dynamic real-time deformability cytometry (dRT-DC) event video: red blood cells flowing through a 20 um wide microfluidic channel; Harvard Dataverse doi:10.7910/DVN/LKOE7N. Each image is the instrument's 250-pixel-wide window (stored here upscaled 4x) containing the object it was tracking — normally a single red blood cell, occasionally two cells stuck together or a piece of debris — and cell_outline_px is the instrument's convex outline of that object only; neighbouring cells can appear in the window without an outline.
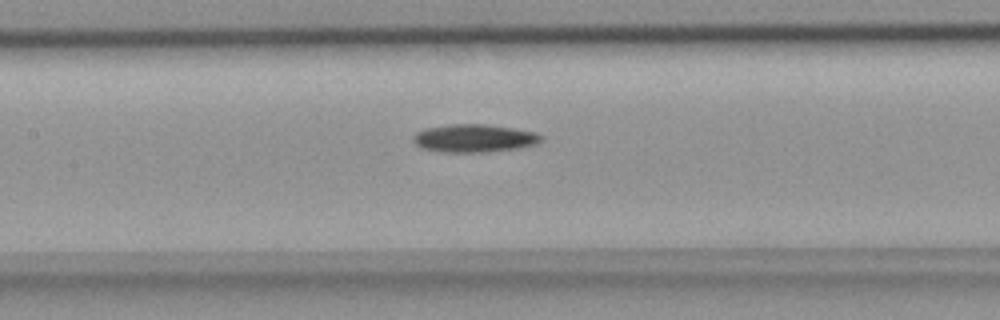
{"species": "common noctule bat (a hibernating species)", "species_latin": "Nyctalus noctula", "temperature_condition": "room temperature", "stored_images_in_passage": 33, "camera_frame_rate_fps": 3000, "um_per_image_px": 0.085, "animal": {"sex": "female", "body_mass_g": 18.4}, "frame": {"image": 1, "passage_image": 15, "time_ms": 4.667, "image_size_px": [1000, 320], "cell_outline_px": [[544, 136], [536, 144], [520, 148], [488, 152], [440, 152], [420, 148], [412, 140], [412, 136], [416, 132], [424, 128], [452, 124], [484, 124], [512, 128], [536, 132]], "centroid_in_image_um": [40.28, 11.75], "position_along_channel_um": 167.1, "area_um2": 21.04}}
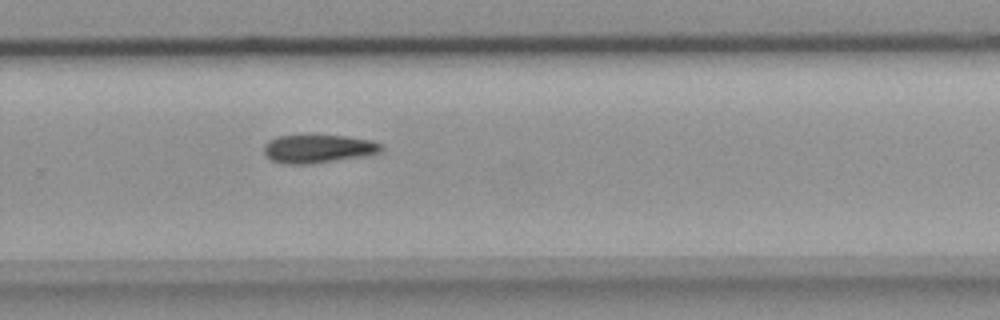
{"frame": {"image": 2, "passage_image": 25, "time_ms": 8.0, "image_size_px": [1000, 320], "cell_outline_px": [[384, 148], [380, 152], [364, 156], [312, 164], [280, 164], [272, 160], [264, 152], [264, 144], [268, 140], [280, 136], [344, 136], [372, 140], [380, 144]], "centroid_in_image_um": [27.04, 12.66], "position_along_channel_um": 302.8, "area_um2": 19.25}}
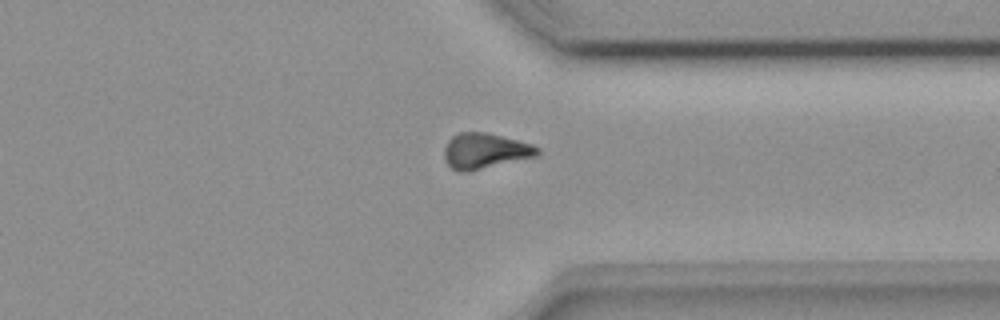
{"frame": {"image": 3, "passage_image": 30, "time_ms": 9.667, "image_size_px": [1000, 320], "cell_outline_px": [[540, 156], [468, 172], [456, 172], [444, 160], [444, 148], [448, 140], [452, 136], [460, 132], [488, 132], [532, 144], [540, 148]], "centroid_in_image_um": [41.24, 12.84], "position_along_channel_um": 370.2, "area_um2": 19.71}}